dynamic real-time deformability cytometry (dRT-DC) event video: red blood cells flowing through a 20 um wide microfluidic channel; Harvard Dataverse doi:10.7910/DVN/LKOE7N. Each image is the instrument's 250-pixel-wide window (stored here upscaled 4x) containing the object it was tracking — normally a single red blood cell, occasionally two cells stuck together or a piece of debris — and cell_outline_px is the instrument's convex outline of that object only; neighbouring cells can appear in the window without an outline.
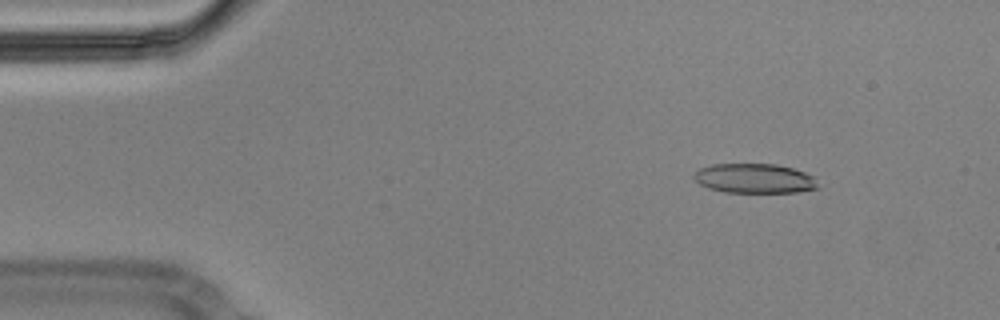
{"species": "Egyptian fruit bat (a non-hibernating species)", "species_latin": "Rousettus aegyptiacus", "temperature_condition": "cold", "stored_images_in_passage": 56, "camera_frame_rate_fps": 3000, "um_per_image_px": 0.085, "animal": {"sex": "male"}, "frame": {"image": 1, "passage_image": 7, "time_ms": 2.0, "image_size_px": [1000, 320], "cell_outline_px": [[820, 188], [796, 192], [724, 192], [708, 188], [700, 184], [692, 176], [700, 168], [712, 164], [776, 164], [792, 168], [804, 172], [812, 176]], "centroid_in_image_um": [64.12, 15.17], "position_along_channel_um": 20.9, "area_um2": 21.27}}
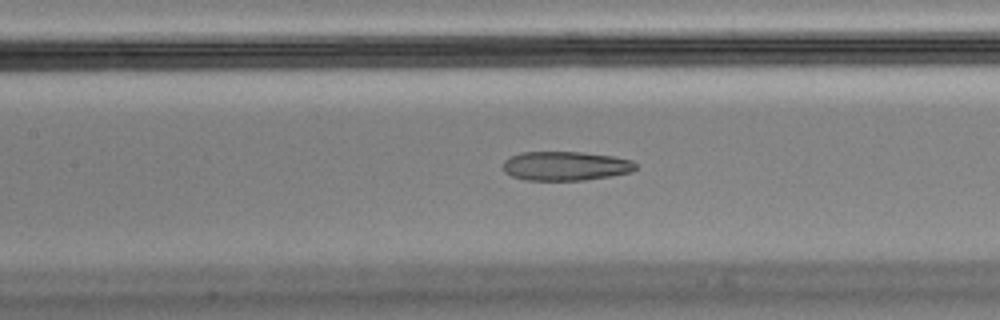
{"frame": {"image": 2, "passage_image": 25, "time_ms": 8.0, "image_size_px": [1000, 320], "cell_outline_px": [[636, 168], [632, 172], [584, 180], [524, 180], [512, 176], [504, 172], [504, 160], [520, 152], [584, 152], [612, 156], [632, 160], [636, 164]], "centroid_in_image_um": [48.07, 14.1], "position_along_channel_um": 159.3, "area_um2": 22.48}}
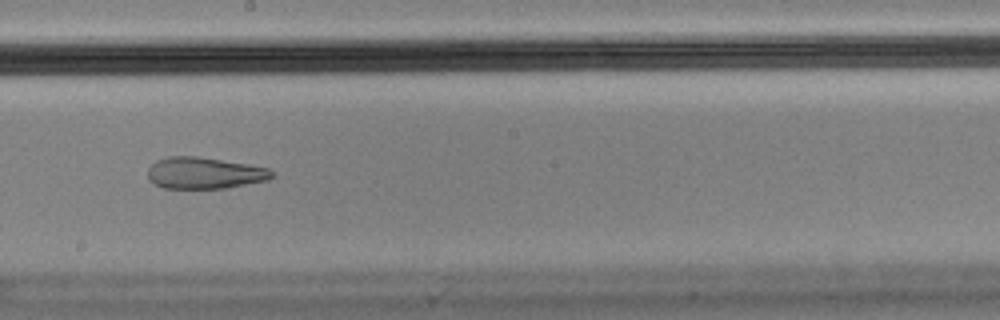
{"frame": {"image": 3, "passage_image": 31, "time_ms": 10.0, "image_size_px": [1000, 320], "cell_outline_px": [[276, 176], [268, 180], [228, 188], [164, 188], [148, 180], [148, 168], [156, 160], [168, 156], [196, 156], [248, 164], [268, 168], [276, 172]], "centroid_in_image_um": [17.41, 14.71], "position_along_channel_um": 230.8, "area_um2": 23.0}, "authors_computed_cell_mechanics": {"area_um2": 24.1026, "velocity_mm_per_s": 3.5951, "shape_relaxation_time_tau1_ms": null, "shape_relaxation_time_tau2_ms": 2.9, "deformation_change_tau1": null, "deformation_change_tau2": 0.1094}}